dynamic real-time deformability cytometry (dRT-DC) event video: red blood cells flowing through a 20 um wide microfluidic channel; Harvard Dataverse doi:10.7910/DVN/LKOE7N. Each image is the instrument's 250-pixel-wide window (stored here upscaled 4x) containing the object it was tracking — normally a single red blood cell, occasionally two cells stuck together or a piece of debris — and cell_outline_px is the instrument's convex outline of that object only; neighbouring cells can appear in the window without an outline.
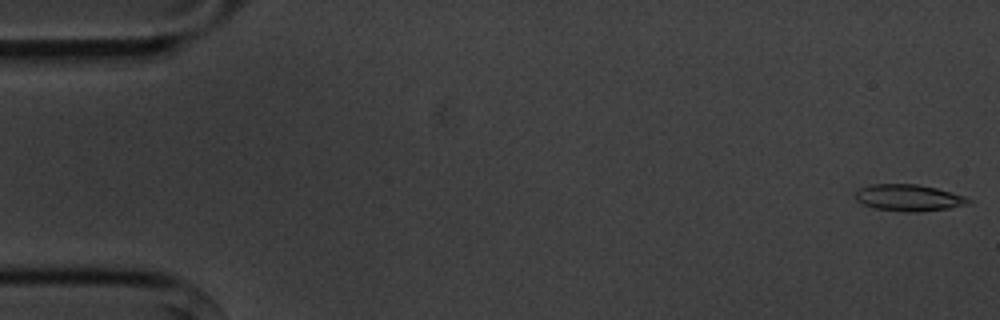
{"species": "common noctule bat (a hibernating species)", "species_latin": "Nyctalus noctula", "temperature_condition": "cold", "stored_images_in_passage": 5, "camera_frame_rate_fps": 3000, "um_per_image_px": 0.085, "animal": {"sex": "male", "body_mass_g": 20.1, "forearm_length_mm": 53.5}, "frame": {"image": 1, "passage_image": 1, "time_ms": 0.0, "image_size_px": [1000, 320], "cell_outline_px": [[972, 204], [948, 208], [920, 212], [908, 212], [872, 208], [856, 200], [856, 192], [860, 188], [872, 184], [916, 184], [936, 188], [964, 196], [972, 200]], "centroid_in_image_um": [77.26, 16.82], "position_along_channel_um": 7.7, "area_um2": 17.51}}
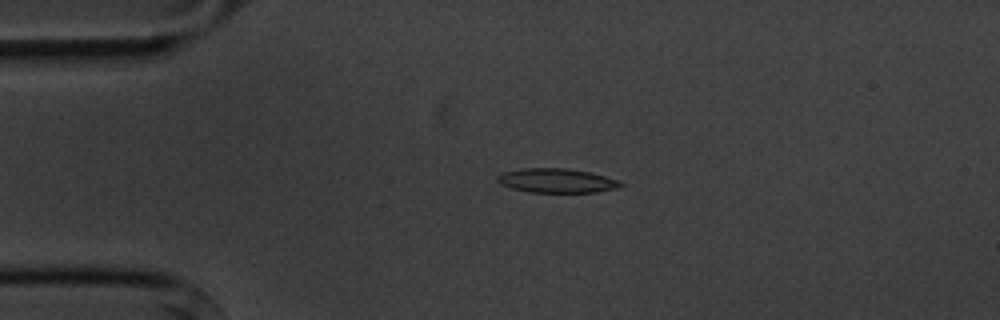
{"frame": {"image": 2, "passage_image": 4, "time_ms": 3.667, "image_size_px": [1000, 320], "cell_outline_px": [[624, 184], [620, 188], [596, 192], [528, 192], [512, 188], [500, 184], [496, 180], [496, 176], [504, 172], [524, 168], [568, 168], [588, 172], [604, 176], [616, 180]], "centroid_in_image_um": [47.3, 15.35], "position_along_channel_um": 37.7, "area_um2": 17.34}}